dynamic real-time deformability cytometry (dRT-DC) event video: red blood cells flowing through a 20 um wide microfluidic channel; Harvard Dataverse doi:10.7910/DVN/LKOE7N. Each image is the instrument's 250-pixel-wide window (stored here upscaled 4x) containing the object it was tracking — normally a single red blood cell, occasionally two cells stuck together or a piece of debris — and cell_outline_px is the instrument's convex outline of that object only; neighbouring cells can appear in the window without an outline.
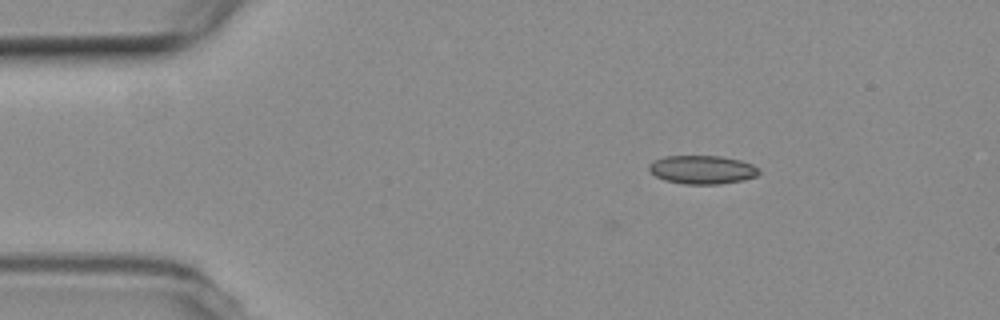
{"species": "common noctule bat (a hibernating species)", "species_latin": "Nyctalus noctula", "temperature_condition": "room temperature", "stored_images_in_passage": 4, "camera_frame_rate_fps": 3000, "um_per_image_px": 0.085, "animal": {"sex": "female", "body_mass_g": 19.3, "forearm_length_mm": 54.1}, "frame": {"image": 1, "passage_image": 4, "time_ms": 3.333, "image_size_px": [1000, 320], "cell_outline_px": [[760, 172], [756, 176], [740, 180], [720, 184], [684, 184], [664, 180], [656, 176], [648, 168], [648, 164], [652, 160], [664, 156], [720, 156], [740, 160], [752, 164], [760, 168]], "centroid_in_image_um": [59.67, 14.41], "position_along_channel_um": 25.3, "area_um2": 18.32}}